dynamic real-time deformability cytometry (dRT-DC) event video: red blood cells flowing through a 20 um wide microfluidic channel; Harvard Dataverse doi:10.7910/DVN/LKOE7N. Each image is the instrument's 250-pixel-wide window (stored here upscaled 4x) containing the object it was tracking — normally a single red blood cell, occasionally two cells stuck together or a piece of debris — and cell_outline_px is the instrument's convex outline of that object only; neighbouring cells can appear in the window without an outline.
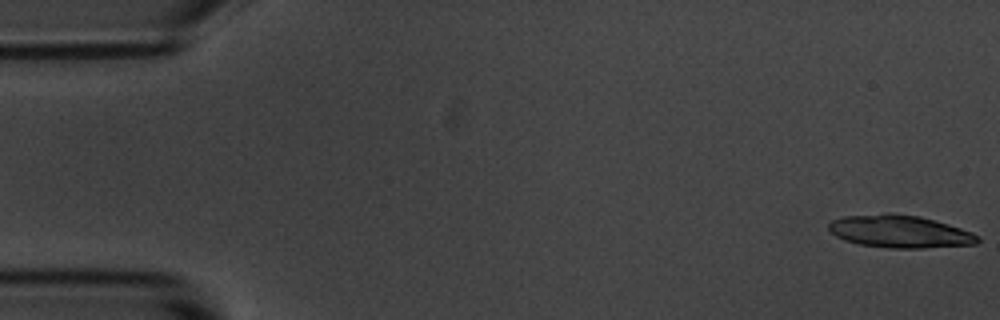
{"species": "common noctule bat (a hibernating species)", "species_latin": "Nyctalus noctula", "temperature_condition": "room temperature", "stored_images_in_passage": 5, "segment_of_instrument_passage": [1, 2], "camera_frame_rate_fps": 3000, "um_per_image_px": 0.085, "animal": {"sex": "male", "body_mass_g": 20.1, "forearm_length_mm": 53.5}, "frame": {"image": 1, "passage_image": 1, "time_ms": 0.0, "image_size_px": [1000, 320], "cell_outline_px": [[980, 240], [976, 244], [924, 248], [888, 248], [860, 244], [844, 240], [836, 236], [828, 228], [828, 224], [832, 220], [844, 216], [888, 212], [892, 212], [920, 216], [948, 224], [972, 232], [980, 236]], "centroid_in_image_um": [76.48, 19.66], "position_along_channel_um": 8.5, "area_um2": 28.5}}